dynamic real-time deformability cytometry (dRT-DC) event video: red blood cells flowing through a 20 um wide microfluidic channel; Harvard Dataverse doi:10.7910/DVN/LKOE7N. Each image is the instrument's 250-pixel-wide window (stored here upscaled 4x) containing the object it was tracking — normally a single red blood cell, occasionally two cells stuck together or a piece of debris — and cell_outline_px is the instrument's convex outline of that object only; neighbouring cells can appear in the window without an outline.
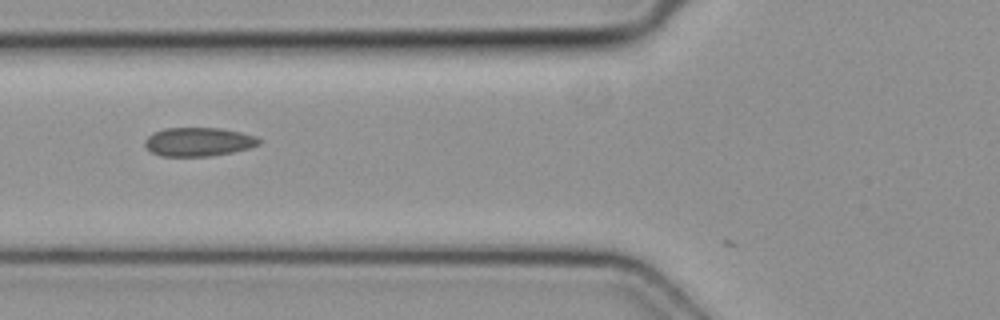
{"species": "common noctule bat (a hibernating species)", "species_latin": "Nyctalus noctula", "temperature_condition": "cold", "stored_images_in_passage": 6, "camera_frame_rate_fps": 3000, "um_per_image_px": 0.085, "animal": {"sex": "female", "body_mass_g": 19.3, "forearm_length_mm": 54.1}, "frame": {"image": 1, "passage_image": 5, "time_ms": 1.333, "image_size_px": [1000, 320], "cell_outline_px": [[260, 144], [248, 148], [232, 152], [208, 156], [160, 156], [152, 152], [144, 144], [144, 140], [152, 132], [164, 128], [220, 128], [240, 132], [256, 136], [260, 140]], "centroid_in_image_um": [16.84, 12.05], "position_along_channel_um": 109.0, "area_um2": 19.07}}